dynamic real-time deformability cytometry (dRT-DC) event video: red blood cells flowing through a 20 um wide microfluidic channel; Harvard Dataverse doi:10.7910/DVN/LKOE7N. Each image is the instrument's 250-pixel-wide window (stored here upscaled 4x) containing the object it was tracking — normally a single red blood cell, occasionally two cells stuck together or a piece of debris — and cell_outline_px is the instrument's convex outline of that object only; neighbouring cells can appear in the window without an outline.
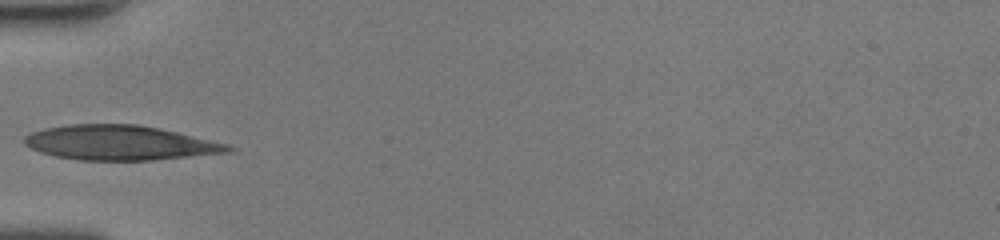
{"species": "human", "species_latin": "Homo sapiens", "temperature_condition": "room temperature", "stored_images_in_passage": 26, "camera_frame_rate_fps": 3000, "um_per_image_px": 0.085, "donor": {"sex": "female"}, "frame": {"image": 1, "passage_image": 1, "time_ms": 0.0, "image_size_px": [1000, 240], "cell_outline_px": [[236, 148], [228, 152], [152, 160], [80, 160], [56, 156], [40, 152], [24, 144], [24, 136], [32, 132], [44, 128], [68, 124], [136, 124], [160, 128], [228, 144]], "centroid_in_image_um": [10.17, 12.13], "position_along_channel_um": 74.8, "area_um2": 40.98}}
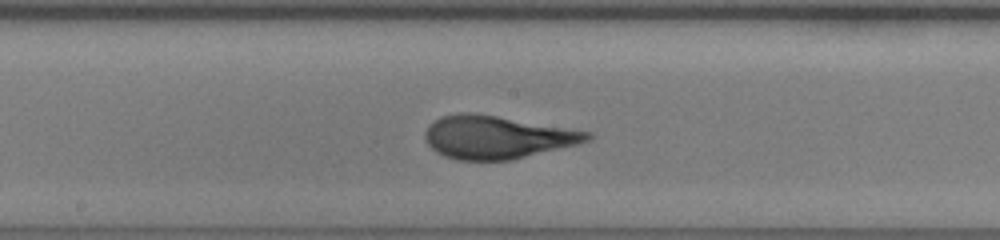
{"frame": {"image": 2, "passage_image": 10, "time_ms": 3.0, "image_size_px": [1000, 240], "cell_outline_px": [[592, 136], [588, 140], [576, 144], [512, 160], [456, 160], [444, 156], [436, 152], [428, 144], [424, 136], [424, 132], [440, 116], [460, 112], [468, 112], [496, 116], [592, 132]], "centroid_in_image_um": [42.21, 11.67], "position_along_channel_um": 206.0, "area_um2": 40.17}}
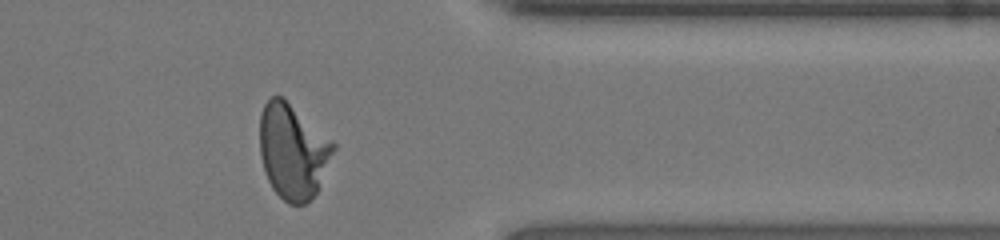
{"frame": {"image": 3, "passage_image": 23, "time_ms": 7.333, "image_size_px": [1000, 240], "cell_outline_px": [[336, 148], [316, 192], [304, 204], [288, 204], [272, 188], [264, 172], [260, 156], [260, 112], [264, 104], [272, 96], [280, 96], [332, 140], [336, 144]], "centroid_in_image_um": [24.87, 12.87], "position_along_channel_um": 386.5, "area_um2": 40.23}, "authors_computed_cell_mechanics": {"area_um2": 40.0554, "velocity_mm_per_s": 4.3967, "shape_relaxation_time_tau1_ms": 4.9578, "shape_relaxation_time_tau2_ms": null, "deformation_change_tau1": 0.2301, "deformation_change_tau2": null}}